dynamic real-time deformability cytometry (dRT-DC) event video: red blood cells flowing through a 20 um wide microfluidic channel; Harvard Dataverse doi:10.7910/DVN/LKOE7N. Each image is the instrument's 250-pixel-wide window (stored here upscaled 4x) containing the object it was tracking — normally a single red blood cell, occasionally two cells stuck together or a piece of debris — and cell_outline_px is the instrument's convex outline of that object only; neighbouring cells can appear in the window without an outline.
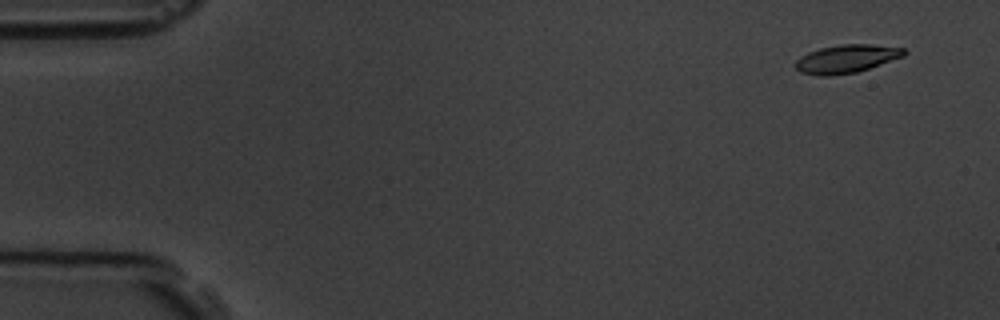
{"species": "common noctule bat (a hibernating species)", "species_latin": "Nyctalus noctula", "temperature_condition": "room temperature", "stored_images_in_passage": 57, "camera_frame_rate_fps": 3000, "um_per_image_px": 0.085, "animal": {"sex": "male", "body_mass_g": 19.5, "forearm_length_mm": 54.6}, "frame": {"image": 1, "passage_image": 4, "time_ms": 1.0, "image_size_px": [1000, 320], "cell_outline_px": [[908, 52], [904, 56], [856, 72], [828, 76], [820, 76], [800, 72], [796, 68], [796, 60], [800, 56], [808, 52], [820, 48], [840, 44], [868, 44], [904, 48]], "centroid_in_image_um": [71.93, 4.99], "position_along_channel_um": 13.1, "area_um2": 17.74}}
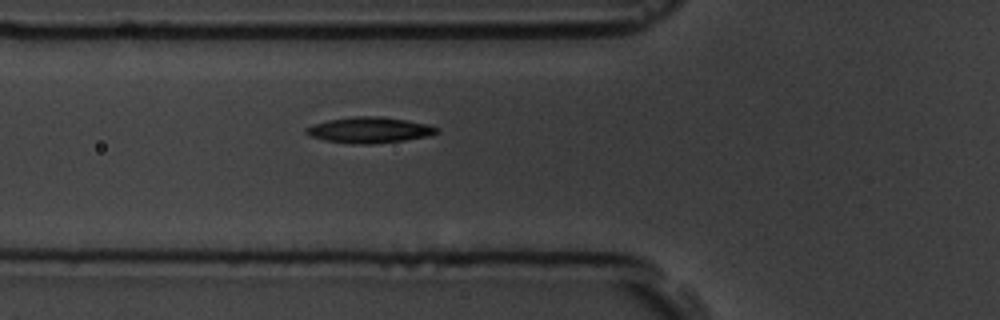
{"frame": {"image": 2, "passage_image": 21, "time_ms": 6.667, "image_size_px": [1000, 320], "cell_outline_px": [[440, 132], [428, 136], [404, 140], [372, 144], [352, 144], [324, 140], [308, 136], [304, 132], [304, 128], [312, 124], [328, 120], [356, 116], [380, 116], [428, 124], [440, 128]], "centroid_in_image_um": [31.37, 11.05], "position_along_channel_um": 94.4, "area_um2": 19.83}}
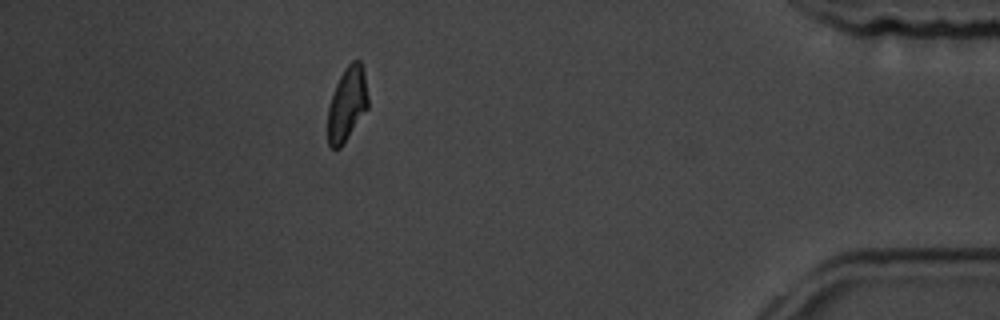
{"frame": {"image": 3, "passage_image": 51, "time_ms": 16.667, "image_size_px": [1000, 320], "cell_outline_px": [[368, 108], [344, 144], [340, 148], [332, 148], [328, 144], [328, 108], [332, 92], [344, 68], [352, 60], [360, 60], [364, 72], [368, 96]], "centroid_in_image_um": [29.5, 8.84], "position_along_channel_um": 405.7, "area_um2": 17.51}, "authors_computed_cell_mechanics": {"area_um2": 18.1492, "velocity_mm_per_s": 3.6059, "shape_relaxation_time_tau1_ms": 3.6484, "shape_relaxation_time_tau2_ms": 4.2859, "deformation_change_tau1": 0.1564, "deformation_change_tau2": 0.058}}